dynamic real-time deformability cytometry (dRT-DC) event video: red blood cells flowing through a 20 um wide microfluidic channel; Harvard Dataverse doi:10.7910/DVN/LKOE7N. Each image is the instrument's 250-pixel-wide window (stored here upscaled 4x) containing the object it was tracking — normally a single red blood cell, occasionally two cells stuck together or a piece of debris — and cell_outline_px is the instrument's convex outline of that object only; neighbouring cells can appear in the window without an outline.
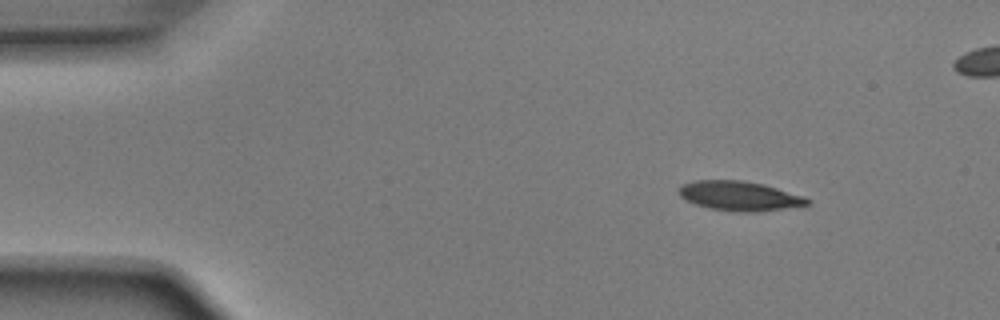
{"species": "Egyptian fruit bat (a non-hibernating species)", "species_latin": "Rousettus aegyptiacus", "temperature_condition": "room temperature", "stored_images_in_passage": 4, "camera_frame_rate_fps": 3000, "um_per_image_px": 0.085, "animal": {"sex": "male"}, "frame": {"image": 1, "passage_image": 1, "time_ms": 0.0, "image_size_px": [1000, 320], "cell_outline_px": [[812, 204], [756, 212], [736, 212], [708, 208], [696, 204], [680, 196], [680, 188], [684, 184], [696, 180], [740, 180], [764, 184], [804, 196], [812, 200]], "centroid_in_image_um": [62.91, 16.66], "position_along_channel_um": 22.1, "area_um2": 21.96}}